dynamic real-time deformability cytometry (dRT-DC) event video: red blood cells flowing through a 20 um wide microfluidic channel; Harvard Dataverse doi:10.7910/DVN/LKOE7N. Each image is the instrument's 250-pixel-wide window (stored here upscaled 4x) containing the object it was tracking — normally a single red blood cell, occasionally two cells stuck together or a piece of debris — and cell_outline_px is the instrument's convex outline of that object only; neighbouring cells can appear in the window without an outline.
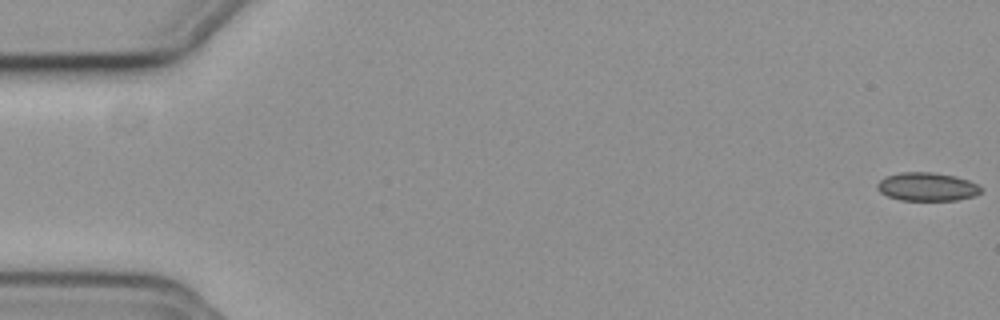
{"species": "common noctule bat (a hibernating species)", "species_latin": "Nyctalus noctula", "temperature_condition": "cold", "stored_images_in_passage": 57, "camera_frame_rate_fps": 3000, "um_per_image_px": 0.085, "animal": {"sex": "female", "body_mass_g": 19.3, "forearm_length_mm": 54.1}, "frame": {"image": 1, "passage_image": 1, "time_ms": 0.0, "image_size_px": [1000, 320], "cell_outline_px": [[984, 188], [976, 196], [956, 200], [900, 200], [888, 196], [880, 192], [876, 188], [876, 184], [884, 176], [900, 172], [932, 172], [956, 176], [980, 184]], "centroid_in_image_um": [78.82, 15.87], "position_along_channel_um": 6.2, "area_um2": 17.46}}
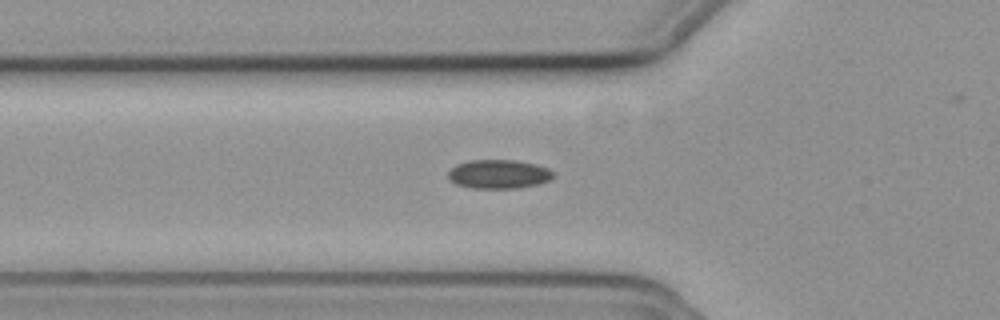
{"frame": {"image": 2, "passage_image": 20, "time_ms": 6.333, "image_size_px": [1000, 320], "cell_outline_px": [[552, 176], [548, 180], [540, 184], [516, 188], [472, 188], [456, 184], [448, 180], [448, 172], [456, 164], [468, 160], [516, 160], [536, 164], [548, 168], [552, 172]], "centroid_in_image_um": [42.35, 14.8], "position_along_channel_um": 83.4, "area_um2": 17.74}}
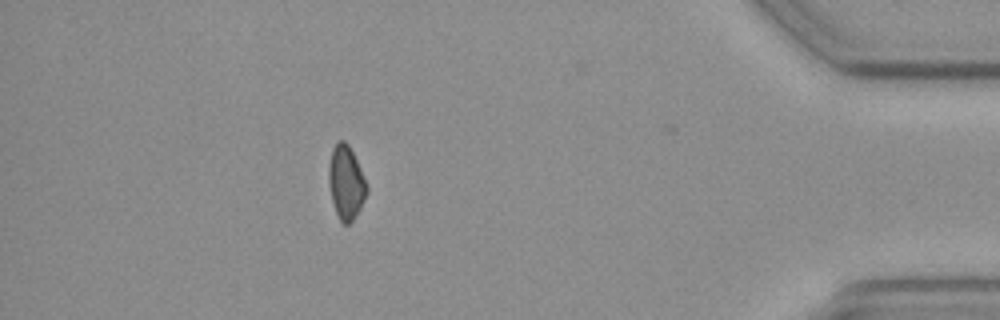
{"frame": {"image": 3, "passage_image": 50, "time_ms": 16.333, "image_size_px": [1000, 320], "cell_outline_px": [[368, 192], [360, 208], [352, 220], [348, 224], [344, 224], [340, 220], [336, 212], [332, 200], [328, 184], [328, 168], [332, 148], [336, 140], [344, 140], [348, 144], [356, 160], [368, 188]], "centroid_in_image_um": [29.39, 15.48], "position_along_channel_um": 405.8, "area_um2": 16.18}}